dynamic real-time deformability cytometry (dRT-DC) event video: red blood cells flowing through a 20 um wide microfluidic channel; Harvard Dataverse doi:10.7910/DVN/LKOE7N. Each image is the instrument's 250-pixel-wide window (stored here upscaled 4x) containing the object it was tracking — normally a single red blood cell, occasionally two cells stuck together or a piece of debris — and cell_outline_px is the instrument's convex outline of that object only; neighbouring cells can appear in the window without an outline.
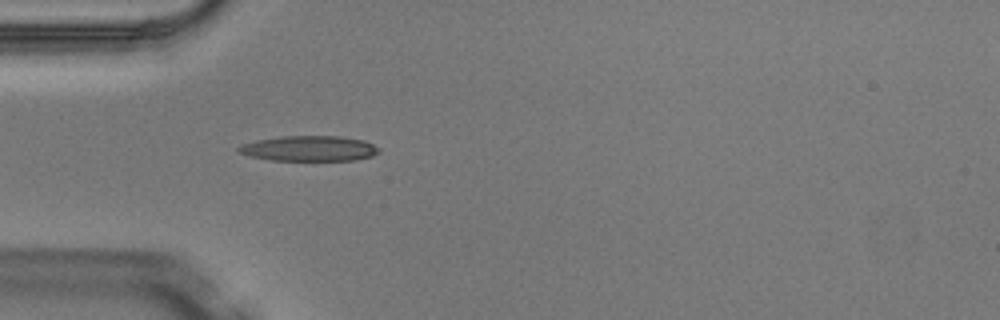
{"species": "Egyptian fruit bat (a non-hibernating species)", "species_latin": "Rousettus aegyptiacus", "temperature_condition": "warm", "stored_images_in_passage": 5, "camera_frame_rate_fps": 3000, "um_per_image_px": 0.085, "animal": {"sex": "male"}, "frame": {"image": 1, "passage_image": 5, "time_ms": 1.333, "image_size_px": [1000, 320], "cell_outline_px": [[380, 152], [372, 156], [352, 160], [272, 160], [248, 156], [240, 152], [236, 148], [240, 144], [256, 140], [280, 136], [340, 136], [364, 140], [380, 148]], "centroid_in_image_um": [26.27, 12.61], "position_along_channel_um": 58.7, "area_um2": 20.75}}